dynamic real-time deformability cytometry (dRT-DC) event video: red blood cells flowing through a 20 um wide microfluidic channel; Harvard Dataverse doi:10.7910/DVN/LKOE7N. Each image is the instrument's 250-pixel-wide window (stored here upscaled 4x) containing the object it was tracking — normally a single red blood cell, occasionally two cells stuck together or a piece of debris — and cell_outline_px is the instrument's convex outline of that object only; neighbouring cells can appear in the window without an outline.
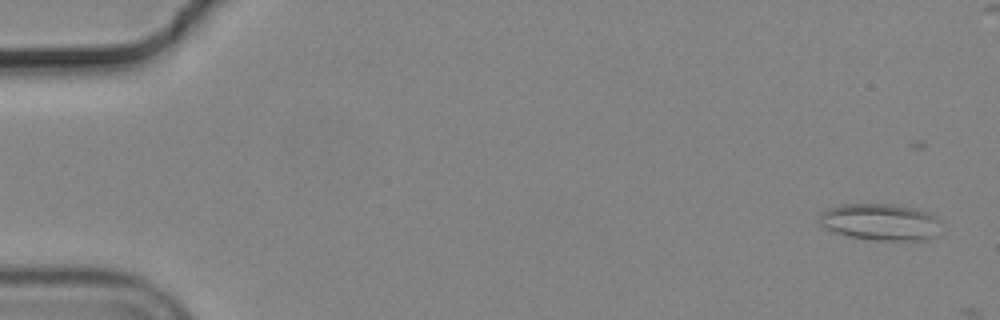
{"species": "common noctule bat (a hibernating species)", "species_latin": "Nyctalus noctula", "temperature_condition": "cold", "stored_images_in_passage": 8, "camera_frame_rate_fps": 3000, "um_per_image_px": 0.085, "animal": {"sex": "male", "body_mass_g": 19.2, "forearm_length_mm": 51.8}, "frame": {"image": 1, "passage_image": 3, "time_ms": 0.667, "image_size_px": [1000, 320], "cell_outline_px": [[944, 232], [928, 240], [872, 240], [848, 236], [836, 232], [820, 224], [820, 212], [828, 208], [840, 204], [892, 204], [912, 208], [928, 212], [936, 216], [940, 220]], "centroid_in_image_um": [74.92, 18.88], "position_along_channel_um": 10.1, "area_um2": 26.41}}